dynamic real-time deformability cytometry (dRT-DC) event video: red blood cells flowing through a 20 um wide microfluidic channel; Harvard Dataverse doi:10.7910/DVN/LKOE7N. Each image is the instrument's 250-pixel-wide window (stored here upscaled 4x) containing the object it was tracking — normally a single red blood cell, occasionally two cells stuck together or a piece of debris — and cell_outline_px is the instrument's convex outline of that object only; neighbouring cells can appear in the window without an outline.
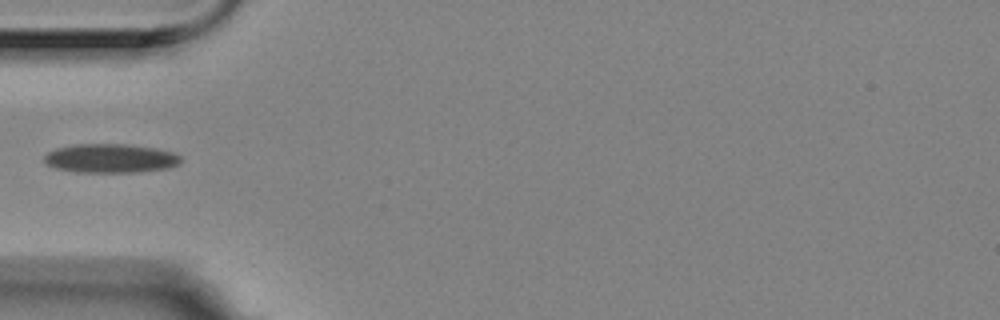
{"species": "Egyptian fruit bat (a non-hibernating species)", "species_latin": "Rousettus aegyptiacus", "temperature_condition": "room temperature", "stored_images_in_passage": 14, "camera_frame_rate_fps": 3000, "um_per_image_px": 0.085, "animal": {"sex": "female"}, "frame": {"image": 1, "passage_image": 6, "time_ms": 1.667, "image_size_px": [1000, 320], "cell_outline_px": [[180, 160], [176, 164], [168, 168], [140, 172], [76, 172], [56, 168], [48, 164], [44, 160], [44, 156], [48, 152], [56, 148], [76, 144], [128, 144], [156, 148], [172, 152], [180, 156]], "centroid_in_image_um": [9.38, 13.45], "position_along_channel_um": 75.6, "area_um2": 22.95}}
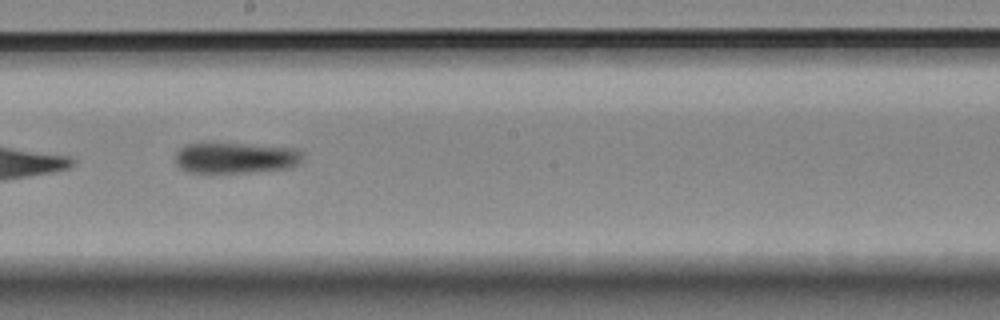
{"frame": {"image": 2, "passage_image": 10, "time_ms": 3.0, "image_size_px": [1000, 320], "cell_outline_px": [[304, 156], [300, 164], [292, 168], [252, 172], [188, 172], [180, 168], [176, 164], [176, 152], [180, 148], [188, 144], [208, 140], [296, 148], [304, 152]], "centroid_in_image_um": [20.05, 13.37], "position_along_channel_um": 228.1, "area_um2": 23.99}}
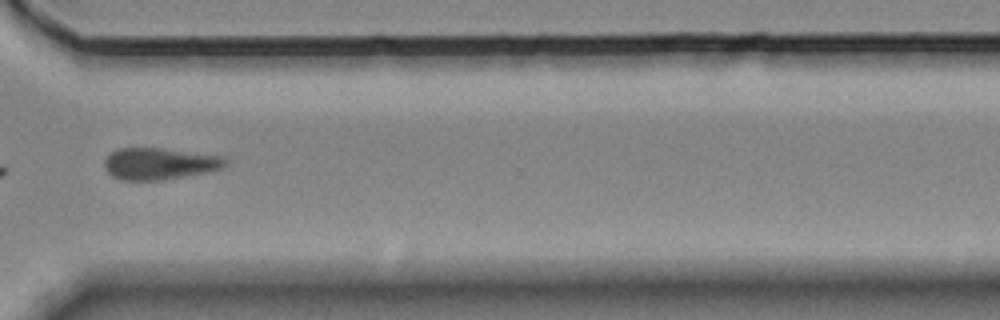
{"frame": {"image": 3, "passage_image": 13, "time_ms": 4.0, "image_size_px": [1000, 320], "cell_outline_px": [[228, 164], [224, 168], [208, 172], [164, 180], [120, 180], [112, 176], [104, 168], [104, 160], [112, 152], [120, 148], [160, 148], [224, 156], [228, 160]], "centroid_in_image_um": [13.6, 13.92], "position_along_channel_um": 357.0, "area_um2": 22.54}}